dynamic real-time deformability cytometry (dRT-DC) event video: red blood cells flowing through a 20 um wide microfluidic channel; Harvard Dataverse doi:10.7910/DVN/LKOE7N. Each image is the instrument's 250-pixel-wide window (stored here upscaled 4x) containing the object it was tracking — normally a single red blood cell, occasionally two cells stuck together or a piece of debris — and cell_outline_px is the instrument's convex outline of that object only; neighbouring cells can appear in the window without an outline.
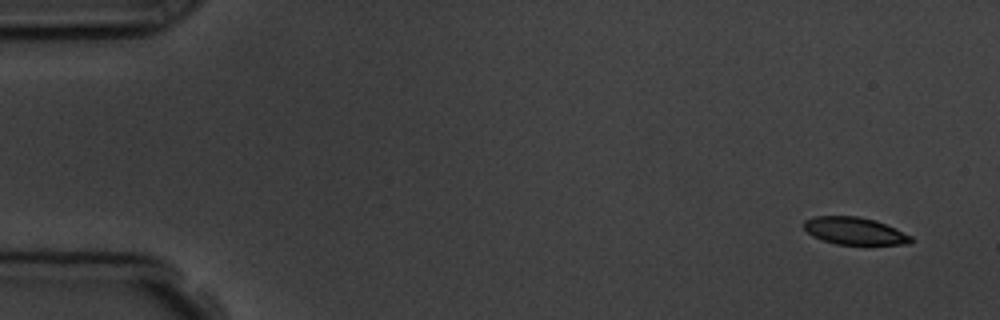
{"species": "common noctule bat (a hibernating species)", "species_latin": "Nyctalus noctula", "temperature_condition": "room temperature", "stored_images_in_passage": 5, "camera_frame_rate_fps": 3000, "um_per_image_px": 0.085, "animal": {"sex": "male", "body_mass_g": 19.5, "forearm_length_mm": 54.6}, "frame": {"image": 1, "passage_image": 1, "time_ms": 0.0, "image_size_px": [1000, 320], "cell_outline_px": [[912, 244], [836, 244], [812, 236], [804, 228], [804, 220], [816, 216], [856, 216], [872, 220], [896, 228], [912, 236]], "centroid_in_image_um": [72.64, 19.63], "position_along_channel_um": 12.4, "area_um2": 16.82}}